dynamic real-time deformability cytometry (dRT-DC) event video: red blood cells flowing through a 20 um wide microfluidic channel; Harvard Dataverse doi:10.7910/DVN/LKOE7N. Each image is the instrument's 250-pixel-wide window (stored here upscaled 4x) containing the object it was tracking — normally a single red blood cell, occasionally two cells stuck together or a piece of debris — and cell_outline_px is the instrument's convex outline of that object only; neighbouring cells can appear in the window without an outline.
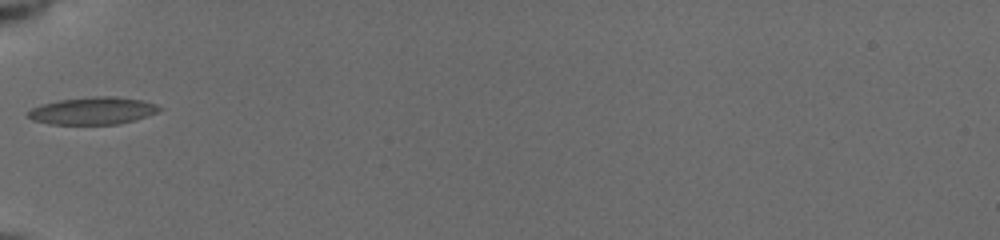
{"species": "common noctule bat (a hibernating species)", "species_latin": "Nyctalus noctula", "temperature_condition": "cold", "stored_images_in_passage": 3, "camera_frame_rate_fps": 3000, "um_per_image_px": 0.085, "animal": {"sex": "female", "body_mass_g": 19.5, "forearm_length_mm": 54.1}, "frame": {"image": 1, "passage_image": 1, "time_ms": 0.0, "image_size_px": [1000, 240], "cell_outline_px": [[160, 108], [156, 112], [120, 124], [48, 124], [32, 120], [24, 112], [32, 108], [44, 104], [60, 100], [100, 96], [108, 96], [140, 100], [156, 104]], "centroid_in_image_um": [7.81, 9.43], "position_along_channel_um": 77.2, "area_um2": 20.46}}